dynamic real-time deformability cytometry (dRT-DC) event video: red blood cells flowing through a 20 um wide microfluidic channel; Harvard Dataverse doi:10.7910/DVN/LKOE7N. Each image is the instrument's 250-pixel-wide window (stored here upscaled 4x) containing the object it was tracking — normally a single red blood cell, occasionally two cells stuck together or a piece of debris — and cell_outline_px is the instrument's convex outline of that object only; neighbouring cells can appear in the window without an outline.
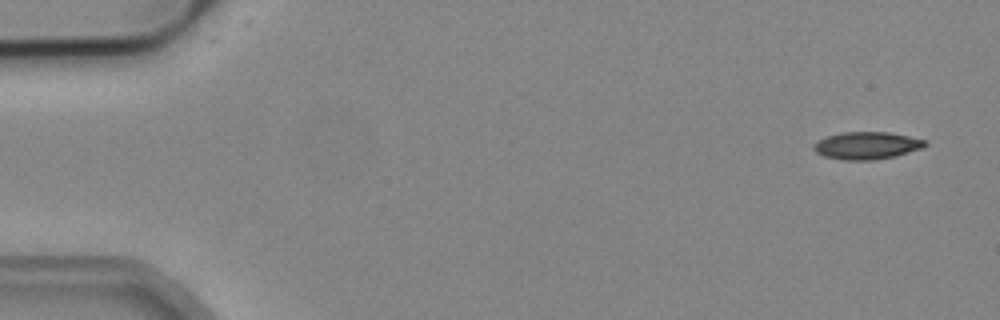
{"species": "common noctule bat (a hibernating species)", "species_latin": "Nyctalus noctula", "temperature_condition": "cold", "stored_images_in_passage": 4, "camera_frame_rate_fps": 3000, "um_per_image_px": 0.085, "animal": {"sex": "male", "body_mass_g": 19.2, "forearm_length_mm": 51.8}, "frame": {"image": 1, "passage_image": 1, "time_ms": 0.0, "image_size_px": [1000, 320], "cell_outline_px": [[928, 144], [924, 148], [896, 156], [872, 160], [844, 160], [824, 156], [816, 152], [812, 148], [820, 140], [828, 136], [844, 132], [888, 132], [928, 140]], "centroid_in_image_um": [73.75, 12.37], "position_along_channel_um": 11.2, "area_um2": 17.74}}
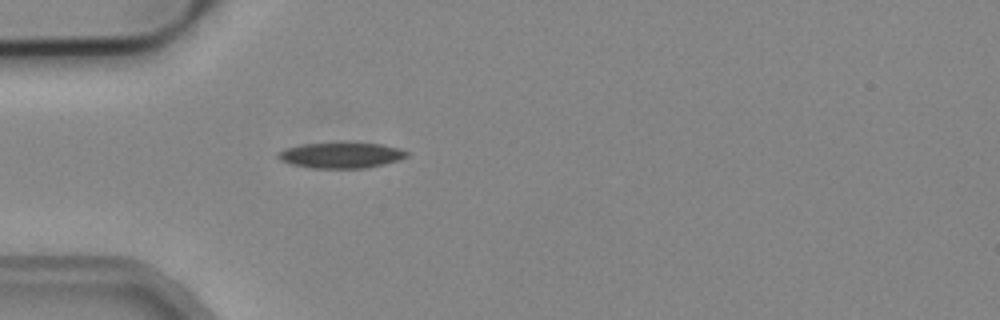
{"frame": {"image": 2, "passage_image": 4, "time_ms": 1.0, "image_size_px": [1000, 320], "cell_outline_px": [[408, 156], [400, 160], [384, 164], [364, 168], [312, 168], [292, 164], [280, 160], [276, 156], [276, 152], [284, 148], [304, 144], [344, 140], [348, 140], [380, 144], [400, 148], [408, 152]], "centroid_in_image_um": [28.99, 13.15], "position_along_channel_um": 56.0, "area_um2": 20.11}}